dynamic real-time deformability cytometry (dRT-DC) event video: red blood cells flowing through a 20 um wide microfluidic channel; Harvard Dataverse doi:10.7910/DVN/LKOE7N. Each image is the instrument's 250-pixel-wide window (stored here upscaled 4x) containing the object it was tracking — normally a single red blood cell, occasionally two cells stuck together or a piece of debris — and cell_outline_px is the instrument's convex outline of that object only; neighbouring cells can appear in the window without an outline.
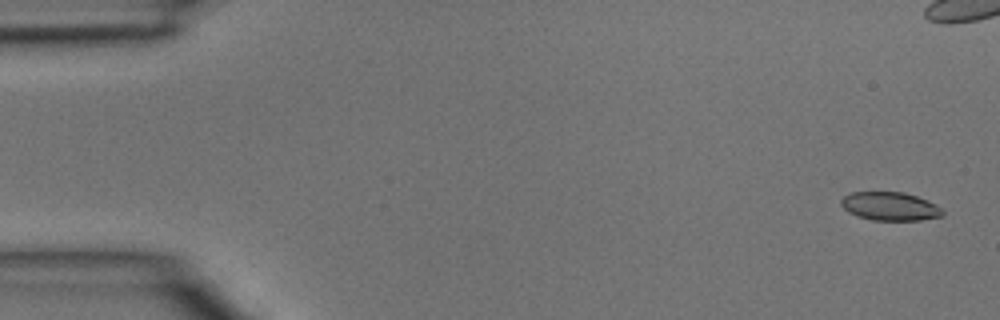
{"species": "common noctule bat (a hibernating species)", "species_latin": "Nyctalus noctula", "temperature_condition": "room temperature", "stored_images_in_passage": 5, "camera_frame_rate_fps": 3000, "um_per_image_px": 0.085, "animal": {"sex": "male", "body_mass_g": 15.6}, "frame": {"image": 1, "passage_image": 1, "time_ms": 0.0, "image_size_px": [1000, 320], "cell_outline_px": [[944, 216], [920, 220], [872, 220], [848, 212], [840, 204], [840, 200], [844, 196], [852, 192], [904, 192], [916, 196], [936, 204], [944, 212]], "centroid_in_image_um": [75.66, 17.53], "position_along_channel_um": 9.3, "area_um2": 16.76}}
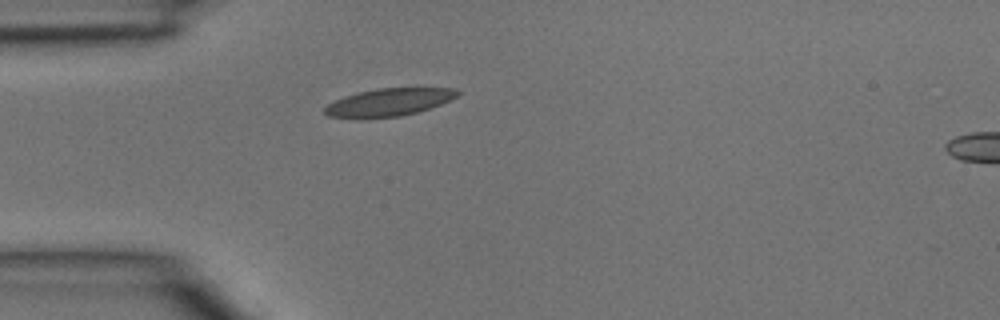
{"frame": {"image": 2, "passage_image": 5, "time_ms": 1.333, "image_size_px": [1000, 320], "cell_outline_px": [[460, 92], [456, 96], [440, 104], [416, 112], [400, 116], [356, 120], [328, 116], [324, 112], [324, 108], [328, 104], [344, 96], [356, 92], [380, 88], [416, 84], [456, 88]], "centroid_in_image_um": [33.08, 8.65], "position_along_channel_um": 51.9, "area_um2": 22.66}}